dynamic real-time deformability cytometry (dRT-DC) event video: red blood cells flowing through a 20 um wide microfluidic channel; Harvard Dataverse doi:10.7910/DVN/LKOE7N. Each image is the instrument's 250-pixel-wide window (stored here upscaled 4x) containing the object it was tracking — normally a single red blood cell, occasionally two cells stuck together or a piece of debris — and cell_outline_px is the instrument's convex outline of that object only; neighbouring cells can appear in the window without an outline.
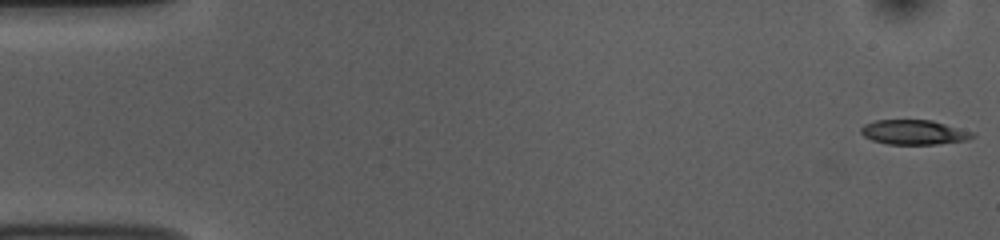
{"species": "common noctule bat (a hibernating species)", "species_latin": "Nyctalus noctula", "temperature_condition": "room temperature", "stored_images_in_passage": 44, "camera_frame_rate_fps": 3000, "um_per_image_px": 0.085, "animal": {"sex": "female", "body_mass_g": 10.0, "forearm_length_mm": 53.1}, "frame": {"image": 1, "passage_image": 1, "time_ms": 0.0, "image_size_px": [1000, 240], "cell_outline_px": [[976, 136], [964, 140], [936, 144], [888, 144], [872, 140], [864, 136], [860, 132], [860, 128], [864, 124], [876, 120], [932, 120], [976, 132]], "centroid_in_image_um": [77.69, 11.23], "position_along_channel_um": 7.3, "area_um2": 16.07}}
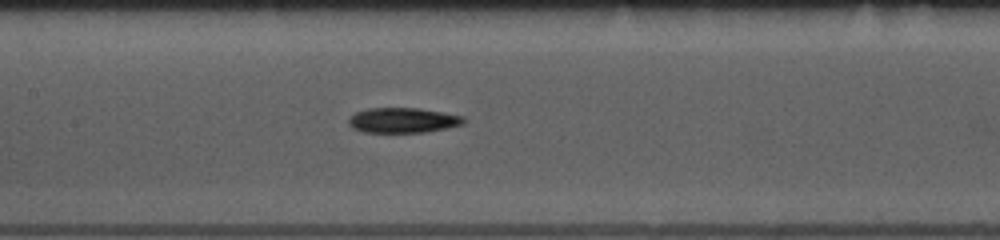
{"frame": {"image": 2, "passage_image": 25, "time_ms": 8.0, "image_size_px": [1000, 240], "cell_outline_px": [[464, 124], [424, 132], [364, 132], [352, 128], [348, 124], [348, 120], [356, 112], [368, 108], [420, 108], [464, 116]], "centroid_in_image_um": [34.23, 10.22], "position_along_channel_um": 173.2, "area_um2": 16.7}}
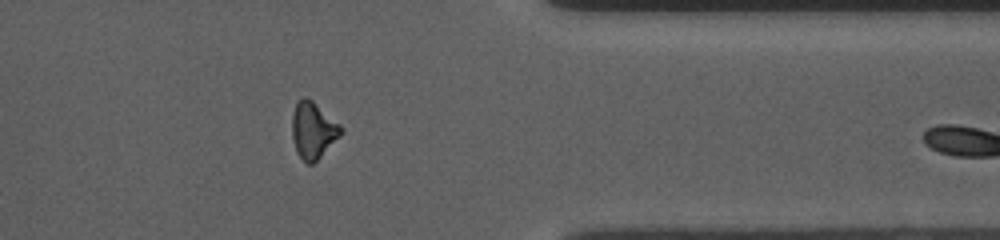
{"frame": {"image": 3, "passage_image": 43, "time_ms": 14.0, "image_size_px": [1000, 240], "cell_outline_px": [[344, 132], [312, 164], [308, 164], [296, 152], [292, 136], [292, 116], [296, 100], [304, 96], [312, 100], [340, 124], [344, 128]], "centroid_in_image_um": [26.61, 11.04], "position_along_channel_um": 384.8, "area_um2": 16.07}}